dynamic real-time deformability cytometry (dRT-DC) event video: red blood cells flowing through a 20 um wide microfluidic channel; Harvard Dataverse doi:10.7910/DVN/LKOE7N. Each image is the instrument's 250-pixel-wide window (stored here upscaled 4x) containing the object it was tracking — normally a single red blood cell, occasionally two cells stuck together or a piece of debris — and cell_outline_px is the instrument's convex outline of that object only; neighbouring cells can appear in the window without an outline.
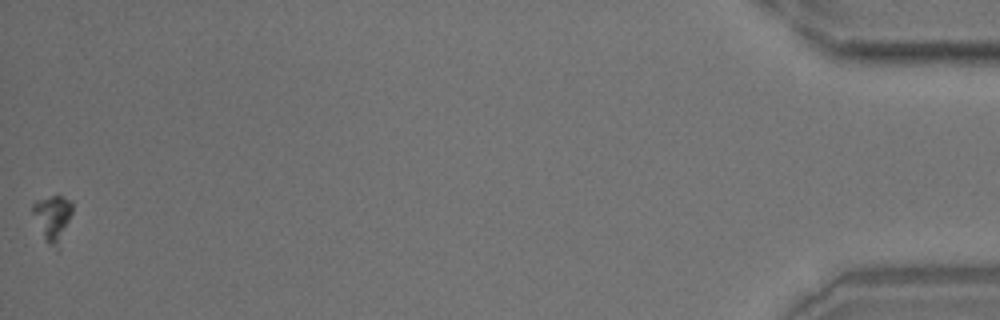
{"species": "common noctule bat (a hibernating species)", "species_latin": "Nyctalus noctula", "temperature_condition": "room temperature", "stored_images_in_passage": 60, "camera_frame_rate_fps": 3000, "um_per_image_px": 0.085, "animal": {"sex": "male", "body_mass_g": 18.8}, "frame": {"image": 1, "passage_image": 60, "time_ms": 19.667, "image_size_px": [1000, 320], "cell_outline_px": [[72, 212], [60, 252], [48, 244], [44, 240], [32, 212], [32, 204], [36, 200], [52, 196], [60, 196], [72, 200]], "centroid_in_image_um": [4.5, 18.6], "position_along_channel_um": 430.7, "area_um2": 10.98}}